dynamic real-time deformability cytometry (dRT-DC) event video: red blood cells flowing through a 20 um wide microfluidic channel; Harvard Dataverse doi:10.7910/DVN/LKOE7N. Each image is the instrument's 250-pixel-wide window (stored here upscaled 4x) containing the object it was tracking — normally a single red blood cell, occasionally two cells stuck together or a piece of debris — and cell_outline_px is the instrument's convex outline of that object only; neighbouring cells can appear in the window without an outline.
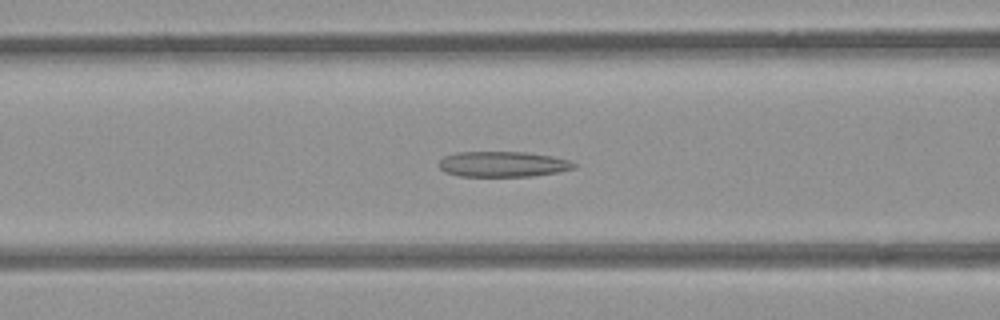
{"species": "common noctule bat (a hibernating species)", "species_latin": "Nyctalus noctula", "temperature_condition": "room temperature", "stored_images_in_passage": 42, "camera_frame_rate_fps": 3000, "um_per_image_px": 0.085, "animal": {"sex": "female", "body_mass_g": 21.9}, "frame": {"image": 1, "passage_image": 10, "time_ms": 3.0, "image_size_px": [1000, 320], "cell_outline_px": [[576, 168], [556, 172], [532, 176], [460, 176], [444, 172], [436, 164], [444, 156], [456, 152], [524, 152], [552, 156], [568, 160], [576, 164]], "centroid_in_image_um": [42.7, 13.95], "position_along_channel_um": 123.9, "area_um2": 20.06}}
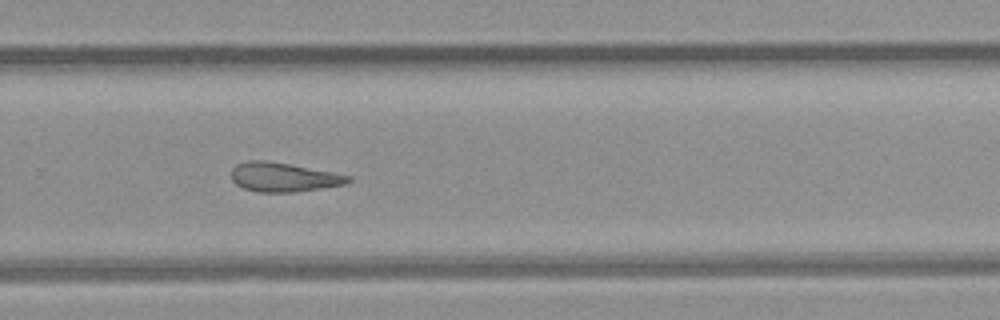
{"frame": {"image": 2, "passage_image": 24, "time_ms": 7.667, "image_size_px": [1000, 320], "cell_outline_px": [[352, 180], [344, 184], [320, 188], [292, 192], [256, 192], [244, 188], [236, 184], [232, 180], [232, 168], [236, 164], [244, 160], [268, 160], [332, 172], [352, 176]], "centroid_in_image_um": [24.06, 15.04], "position_along_channel_um": 305.7, "area_um2": 19.83}}
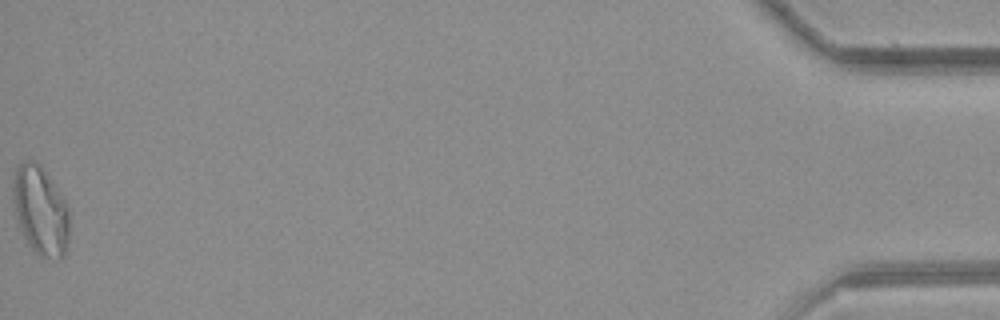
{"frame": {"image": 3, "passage_image": 42, "time_ms": 13.667, "image_size_px": [1000, 320], "cell_outline_px": [[68, 240], [64, 256], [60, 260], [40, 256], [28, 244], [24, 236], [16, 212], [12, 196], [12, 188], [16, 168], [24, 160], [28, 160], [40, 164], [64, 200], [68, 208]], "centroid_in_image_um": [3.44, 17.91], "position_along_channel_um": 431.8, "area_um2": 28.61}, "authors_computed_cell_mechanics": {"area_um2": 21.0103, "velocity_mm_per_s": 3.9051, "shape_relaxation_time_tau1_ms": null, "shape_relaxation_time_tau2_ms": 6.2535, "deformation_change_tau1": null, "deformation_change_tau2": 0.1718}}